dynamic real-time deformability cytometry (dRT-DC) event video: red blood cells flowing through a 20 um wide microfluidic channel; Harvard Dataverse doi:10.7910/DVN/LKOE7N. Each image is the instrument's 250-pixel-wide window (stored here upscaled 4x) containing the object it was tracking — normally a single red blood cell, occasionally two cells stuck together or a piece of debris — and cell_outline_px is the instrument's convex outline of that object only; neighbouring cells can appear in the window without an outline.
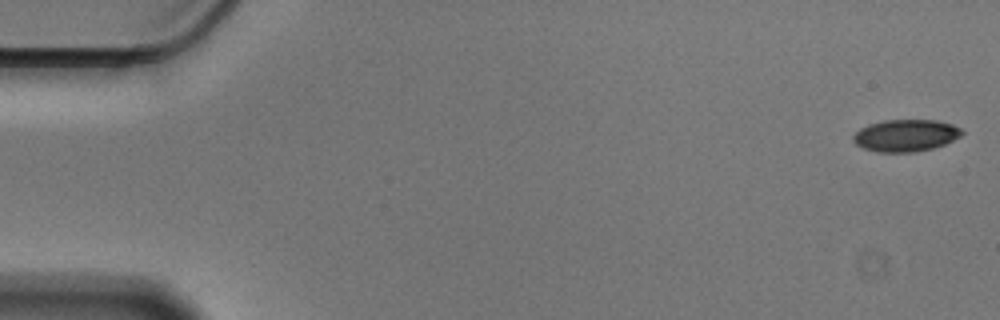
{"species": "Egyptian fruit bat (a non-hibernating species)", "species_latin": "Rousettus aegyptiacus", "temperature_condition": "cold", "stored_images_in_passage": 56, "camera_frame_rate_fps": 3000, "um_per_image_px": 0.085, "animal": {"sex": "male"}, "frame": {"image": 1, "passage_image": 1, "time_ms": 0.0, "image_size_px": [1000, 320], "cell_outline_px": [[964, 132], [960, 136], [944, 144], [932, 148], [916, 152], [876, 152], [864, 148], [856, 144], [852, 140], [852, 136], [860, 128], [868, 124], [884, 120], [936, 120], [952, 124], [960, 128]], "centroid_in_image_um": [76.96, 11.51], "position_along_channel_um": 8.0, "area_um2": 20.29}}
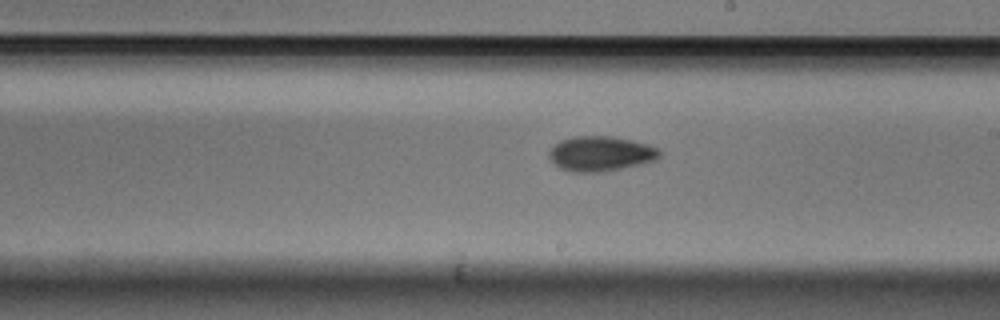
{"frame": {"image": 2, "passage_image": 32, "time_ms": 10.333, "image_size_px": [1000, 320], "cell_outline_px": [[664, 152], [656, 160], [640, 164], [604, 172], [572, 172], [560, 168], [548, 156], [548, 152], [560, 140], [572, 136], [612, 136], [632, 140], [648, 144], [660, 148]], "centroid_in_image_um": [51.1, 13.06], "position_along_channel_um": 237.9, "area_um2": 22.72}}
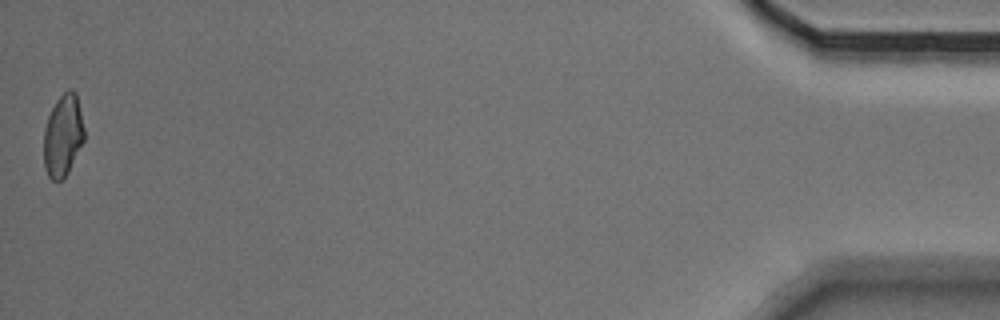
{"frame": {"image": 3, "passage_image": 56, "time_ms": 18.333, "image_size_px": [1000, 320], "cell_outline_px": [[84, 140], [68, 172], [60, 180], [52, 180], [48, 176], [44, 168], [44, 128], [48, 116], [56, 100], [68, 88], [72, 88], [76, 92], [84, 128]], "centroid_in_image_um": [5.35, 11.49], "position_along_channel_um": 429.9, "area_um2": 19.31}, "authors_computed_cell_mechanics": {"area_um2": 20.6924, "velocity_mm_per_s": 3.5634, "shape_relaxation_time_tau1_ms": 4.1646, "shape_relaxation_time_tau2_ms": 6.6394, "deformation_change_tau1": 0.0956, "deformation_change_tau2": 0.1118}}